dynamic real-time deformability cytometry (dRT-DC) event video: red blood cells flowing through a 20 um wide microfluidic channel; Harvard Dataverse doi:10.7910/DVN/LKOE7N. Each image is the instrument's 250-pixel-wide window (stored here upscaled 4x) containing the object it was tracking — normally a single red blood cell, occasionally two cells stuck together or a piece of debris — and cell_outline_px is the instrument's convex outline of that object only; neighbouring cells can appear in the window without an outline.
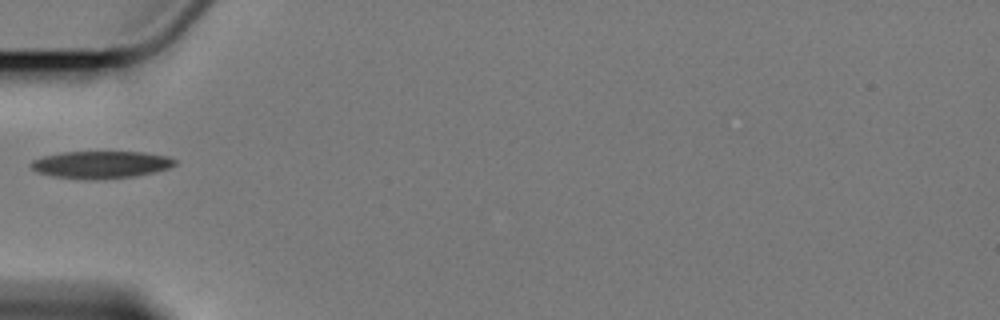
{"species": "Egyptian fruit bat (a non-hibernating species)", "species_latin": "Rousettus aegyptiacus", "temperature_condition": "cold", "stored_images_in_passage": 1, "camera_frame_rate_fps": 3000, "um_per_image_px": 0.085, "animal": {"sex": "female"}, "frame": {"image": 1, "passage_image": 1, "time_ms": 0.0, "image_size_px": [1000, 320], "cell_outline_px": [[176, 164], [168, 168], [152, 172], [132, 176], [84, 180], [56, 176], [40, 172], [32, 168], [28, 164], [32, 160], [44, 156], [60, 152], [144, 152], [168, 156], [176, 160]], "centroid_in_image_um": [8.57, 13.98], "position_along_channel_um": 76.4, "area_um2": 22.6}}